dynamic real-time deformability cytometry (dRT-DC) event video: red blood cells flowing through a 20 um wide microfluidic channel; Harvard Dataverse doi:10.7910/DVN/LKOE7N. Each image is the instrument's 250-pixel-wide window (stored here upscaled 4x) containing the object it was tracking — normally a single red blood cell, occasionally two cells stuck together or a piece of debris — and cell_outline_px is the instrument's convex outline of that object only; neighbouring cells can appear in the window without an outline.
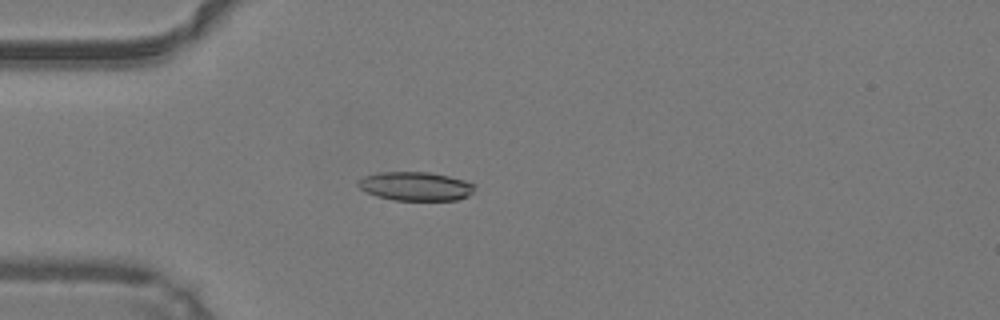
{"species": "common noctule bat (a hibernating species)", "species_latin": "Nyctalus noctula", "temperature_condition": "warm", "stored_images_in_passage": 49, "camera_frame_rate_fps": 3000, "um_per_image_px": 0.085, "animal": {"sex": "male", "body_mass_g": 19.2, "forearm_length_mm": 51.8}, "frame": {"image": 1, "passage_image": 14, "time_ms": 4.333, "image_size_px": [1000, 320], "cell_outline_px": [[476, 184], [472, 192], [468, 196], [456, 200], [396, 200], [380, 196], [368, 192], [360, 188], [356, 184], [356, 180], [364, 176], [380, 172], [428, 172], [448, 176], [464, 180]], "centroid_in_image_um": [35.33, 15.82], "position_along_channel_um": 49.7, "area_um2": 19.42}}
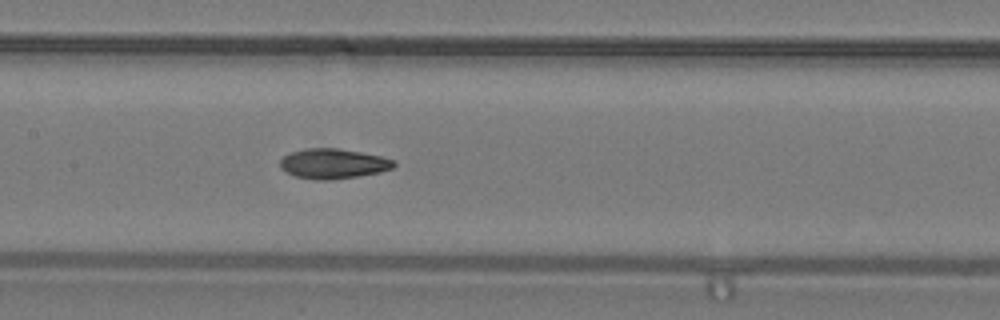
{"frame": {"image": 2, "passage_image": 24, "time_ms": 7.667, "image_size_px": [1000, 320], "cell_outline_px": [[396, 164], [392, 168], [380, 172], [360, 176], [328, 180], [320, 180], [296, 176], [280, 168], [280, 160], [284, 156], [292, 152], [308, 148], [336, 148], [384, 156], [392, 160]], "centroid_in_image_um": [28.34, 13.91], "position_along_channel_um": 179.1, "area_um2": 19.71}}
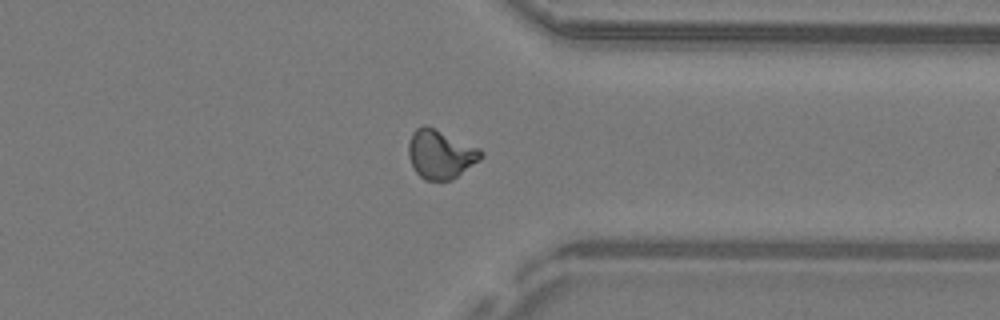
{"frame": {"image": 3, "passage_image": 38, "time_ms": 12.333, "image_size_px": [1000, 320], "cell_outline_px": [[484, 156], [480, 160], [452, 180], [424, 180], [416, 172], [408, 156], [408, 144], [412, 132], [416, 128], [424, 124], [480, 148], [484, 152]], "centroid_in_image_um": [37.45, 13.11], "position_along_channel_um": 374.0, "area_um2": 20.63}, "authors_computed_cell_mechanics": {"area_um2": 19.5942, "velocity_mm_per_s": 4.2552, "shape_relaxation_time_tau1_ms": null, "shape_relaxation_time_tau2_ms": 4.0041, "deformation_change_tau1": null, "deformation_change_tau2": 0.1034}}